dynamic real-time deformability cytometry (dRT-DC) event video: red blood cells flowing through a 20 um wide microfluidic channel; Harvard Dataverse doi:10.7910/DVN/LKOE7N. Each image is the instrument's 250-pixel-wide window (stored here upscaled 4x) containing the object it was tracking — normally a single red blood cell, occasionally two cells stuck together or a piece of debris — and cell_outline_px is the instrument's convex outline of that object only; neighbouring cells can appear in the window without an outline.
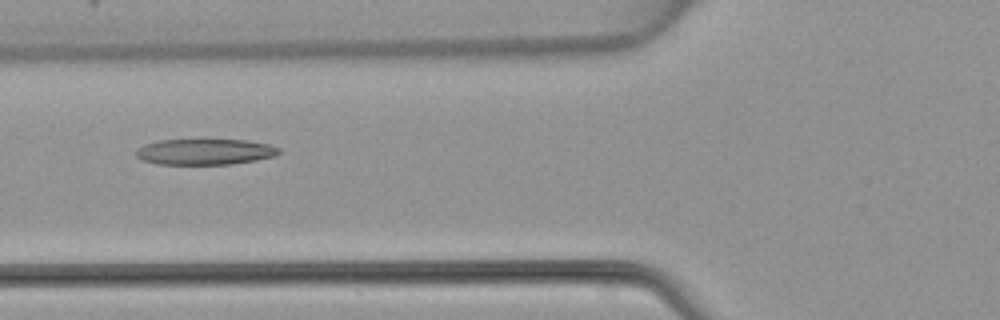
{"species": "common noctule bat (a hibernating species)", "species_latin": "Nyctalus noctula", "temperature_condition": "warm", "stored_images_in_passage": 5, "camera_frame_rate_fps": 3000, "um_per_image_px": 0.085, "animal": {"sex": "female", "body_mass_g": 22.7, "forearm_length_mm": 54.2}, "frame": {"image": 1, "passage_image": 5, "time_ms": 4.667, "image_size_px": [1000, 320], "cell_outline_px": [[280, 152], [276, 156], [256, 160], [232, 164], [156, 164], [144, 160], [136, 156], [136, 148], [144, 144], [156, 140], [248, 140], [268, 144], [280, 148]], "centroid_in_image_um": [17.42, 12.9], "position_along_channel_um": 108.4, "area_um2": 21.62}}